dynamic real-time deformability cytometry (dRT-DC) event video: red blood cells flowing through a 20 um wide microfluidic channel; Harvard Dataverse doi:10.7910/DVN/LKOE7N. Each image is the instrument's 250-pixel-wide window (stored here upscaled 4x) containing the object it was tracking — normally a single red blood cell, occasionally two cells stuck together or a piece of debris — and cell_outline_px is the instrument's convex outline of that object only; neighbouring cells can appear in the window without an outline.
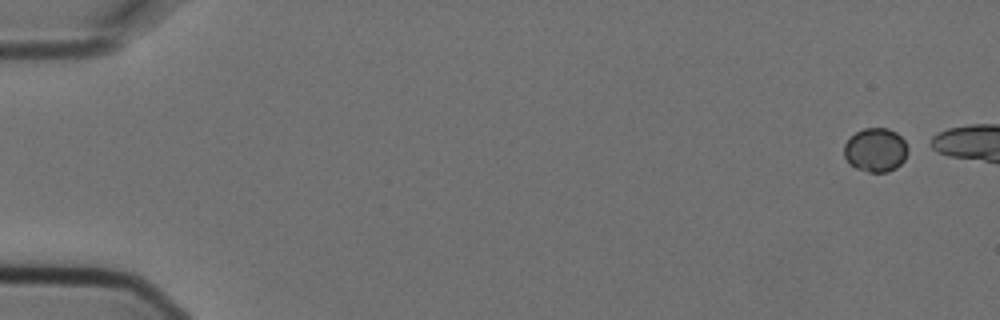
{"species": "Egyptian fruit bat (a non-hibernating species)", "species_latin": "Rousettus aegyptiacus", "temperature_condition": "cold", "stored_images_in_passage": 6, "camera_frame_rate_fps": 3000, "um_per_image_px": 0.085, "animal": {"sex": "female"}, "frame": {"image": 1, "passage_image": 1, "time_ms": 0.0, "image_size_px": [1000, 320], "cell_outline_px": [[908, 152], [904, 160], [896, 168], [888, 172], [868, 172], [856, 168], [844, 156], [844, 144], [856, 132], [864, 128], [888, 128], [896, 132], [904, 140], [908, 148]], "centroid_in_image_um": [74.45, 12.74], "position_along_channel_um": 10.6, "area_um2": 16.24}}